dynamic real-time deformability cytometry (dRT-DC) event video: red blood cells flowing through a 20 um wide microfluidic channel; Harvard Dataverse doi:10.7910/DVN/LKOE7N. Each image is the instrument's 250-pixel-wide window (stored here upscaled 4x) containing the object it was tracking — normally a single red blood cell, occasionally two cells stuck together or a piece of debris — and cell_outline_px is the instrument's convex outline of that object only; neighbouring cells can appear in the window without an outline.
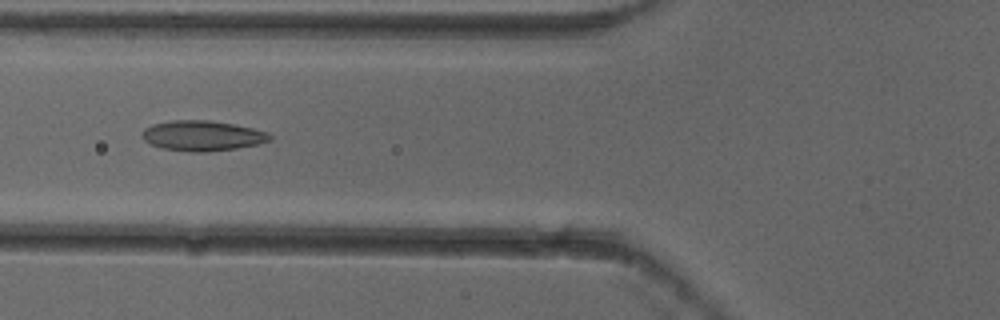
{"species": "common noctule bat (a hibernating species)", "species_latin": "Nyctalus noctula", "temperature_condition": "cold", "stored_images_in_passage": 5, "camera_frame_rate_fps": 3000, "um_per_image_px": 0.085, "animal": {"sex": "female"}, "frame": {"image": 1, "passage_image": 5, "time_ms": 1.333, "image_size_px": [1000, 320], "cell_outline_px": [[272, 140], [260, 144], [236, 148], [208, 152], [188, 152], [164, 148], [152, 144], [144, 140], [140, 136], [144, 128], [152, 124], [172, 120], [208, 120], [236, 124], [268, 132], [272, 136]], "centroid_in_image_um": [17.22, 11.53], "position_along_channel_um": 108.6, "area_um2": 22.72}}